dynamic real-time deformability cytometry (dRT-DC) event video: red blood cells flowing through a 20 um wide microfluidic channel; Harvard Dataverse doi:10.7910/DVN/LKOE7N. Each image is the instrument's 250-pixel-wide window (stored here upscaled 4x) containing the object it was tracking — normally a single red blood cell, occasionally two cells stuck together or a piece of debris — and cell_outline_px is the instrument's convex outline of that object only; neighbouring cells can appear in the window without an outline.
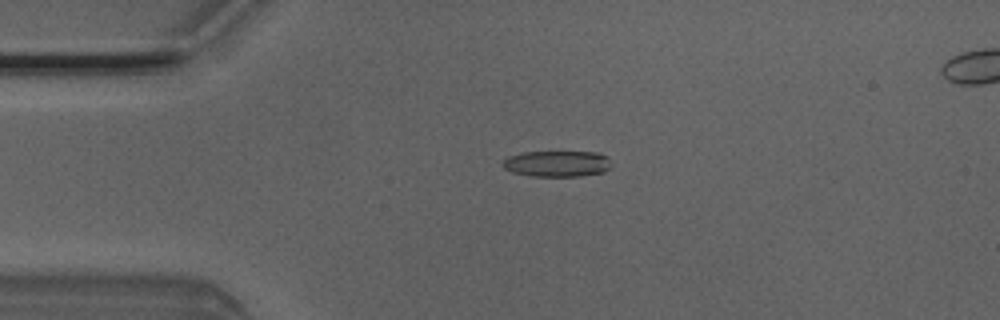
{"species": "Egyptian fruit bat (a non-hibernating species)", "species_latin": "Rousettus aegyptiacus", "temperature_condition": "room temperature", "stored_images_in_passage": 5, "camera_frame_rate_fps": 3000, "um_per_image_px": 0.085, "animal": {"sex": "male"}, "frame": {"image": 1, "passage_image": 3, "time_ms": 0.667, "image_size_px": [1000, 320], "cell_outline_px": [[608, 168], [604, 172], [580, 176], [532, 176], [512, 172], [504, 168], [500, 164], [508, 156], [524, 152], [600, 152], [608, 156]], "centroid_in_image_um": [47.32, 13.91], "position_along_channel_um": 37.7, "area_um2": 16.47}}